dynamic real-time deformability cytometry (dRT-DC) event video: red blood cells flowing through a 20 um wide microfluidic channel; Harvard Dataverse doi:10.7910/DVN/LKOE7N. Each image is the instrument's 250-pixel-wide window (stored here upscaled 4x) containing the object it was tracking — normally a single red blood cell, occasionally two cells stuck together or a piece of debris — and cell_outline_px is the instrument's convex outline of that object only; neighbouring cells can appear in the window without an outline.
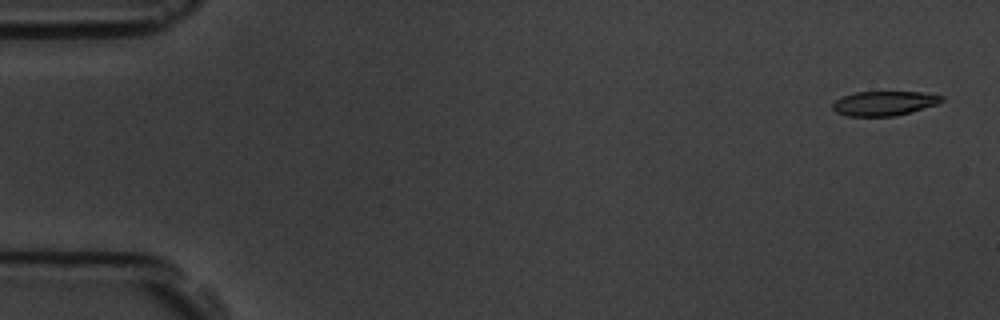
{"species": "common noctule bat (a hibernating species)", "species_latin": "Nyctalus noctula", "temperature_condition": "room temperature", "stored_images_in_passage": 4, "camera_frame_rate_fps": 3000, "um_per_image_px": 0.085, "animal": {"sex": "male", "body_mass_g": 19.5, "forearm_length_mm": 54.6}, "frame": {"image": 1, "passage_image": 1, "time_ms": 0.0, "image_size_px": [1000, 320], "cell_outline_px": [[944, 100], [936, 104], [896, 116], [848, 116], [836, 112], [832, 108], [832, 104], [840, 96], [856, 92], [920, 92], [944, 96]], "centroid_in_image_um": [75.11, 8.78], "position_along_channel_um": 9.9, "area_um2": 15.49}}
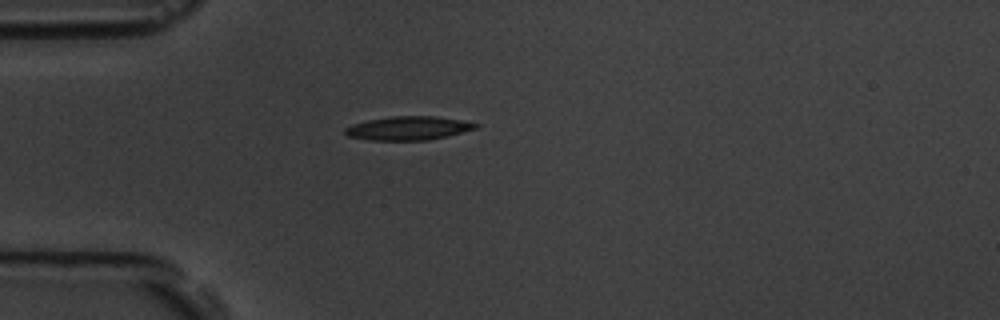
{"frame": {"image": 2, "passage_image": 4, "time_ms": 4.333, "image_size_px": [1000, 320], "cell_outline_px": [[480, 124], [476, 128], [448, 136], [428, 140], [368, 140], [348, 136], [344, 132], [344, 128], [352, 124], [368, 120], [392, 116], [436, 116], [460, 120]], "centroid_in_image_um": [34.69, 10.89], "position_along_channel_um": 50.3, "area_um2": 17.98}}